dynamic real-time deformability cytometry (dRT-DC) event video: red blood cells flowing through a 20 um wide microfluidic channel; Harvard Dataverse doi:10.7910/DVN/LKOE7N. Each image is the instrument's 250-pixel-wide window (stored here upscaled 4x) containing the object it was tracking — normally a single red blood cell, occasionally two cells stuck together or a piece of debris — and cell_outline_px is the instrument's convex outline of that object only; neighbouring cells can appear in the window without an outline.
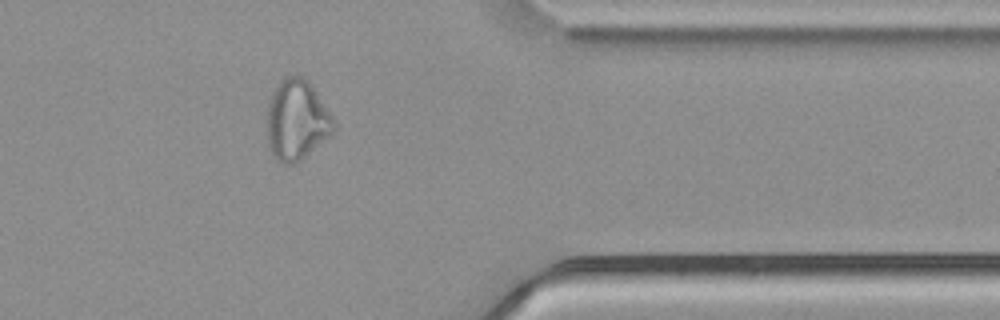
{"species": "common noctule bat (a hibernating species)", "species_latin": "Nyctalus noctula", "temperature_condition": "cold", "stored_images_in_passage": 37, "camera_frame_rate_fps": 3000, "um_per_image_px": 0.085, "animal": {"sex": "male", "body_mass_g": 21.5, "forearm_length_mm": 52.0}, "frame": {"image": 1, "passage_image": 27, "time_ms": 8.667, "image_size_px": [1000, 320], "cell_outline_px": [[336, 132], [300, 160], [292, 164], [284, 164], [272, 152], [268, 144], [268, 104], [272, 92], [276, 84], [280, 80], [288, 76], [304, 76], [308, 80], [332, 116], [336, 124]], "centroid_in_image_um": [25.25, 10.19], "position_along_channel_um": 386.1, "area_um2": 31.04}}